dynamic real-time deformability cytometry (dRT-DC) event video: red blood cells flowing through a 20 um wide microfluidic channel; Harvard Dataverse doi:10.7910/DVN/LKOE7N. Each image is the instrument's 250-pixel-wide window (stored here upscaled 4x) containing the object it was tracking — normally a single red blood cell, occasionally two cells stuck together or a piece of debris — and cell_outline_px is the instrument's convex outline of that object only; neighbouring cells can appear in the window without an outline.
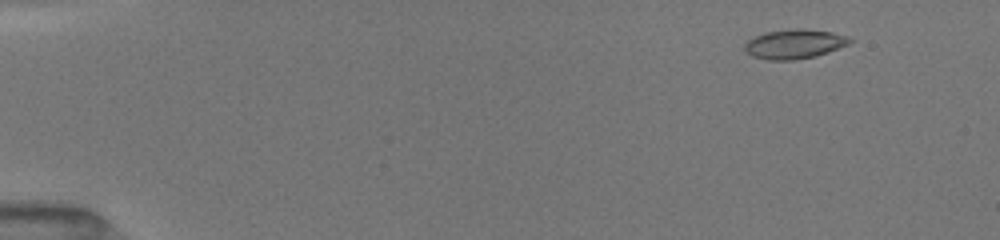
{"species": "common noctule bat (a hibernating species)", "species_latin": "Nyctalus noctula", "temperature_condition": "room temperature", "stored_images_in_passage": 21, "camera_frame_rate_fps": 3000, "um_per_image_px": 0.085, "animal": {"sex": "female", "body_mass_g": 19.5, "forearm_length_mm": 54.1}, "frame": {"image": 1, "passage_image": 6, "time_ms": 1.667, "image_size_px": [1000, 240], "cell_outline_px": [[852, 40], [848, 44], [828, 52], [812, 56], [792, 60], [768, 60], [752, 56], [744, 48], [744, 44], [748, 40], [764, 32], [796, 28], [832, 32], [844, 36]], "centroid_in_image_um": [67.48, 3.74], "position_along_channel_um": 17.5, "area_um2": 17.63}}
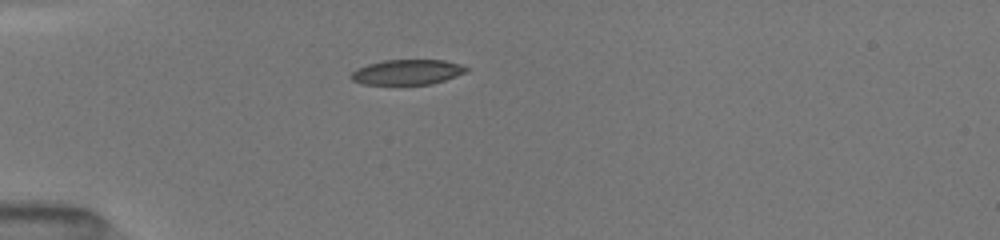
{"frame": {"image": 2, "passage_image": 17, "time_ms": 5.0, "image_size_px": [1000, 240], "cell_outline_px": [[468, 72], [432, 84], [364, 84], [352, 80], [352, 72], [356, 68], [368, 64], [384, 60], [444, 60], [460, 64], [468, 68]], "centroid_in_image_um": [34.64, 6.12], "position_along_channel_um": 50.4, "area_um2": 16.76}}
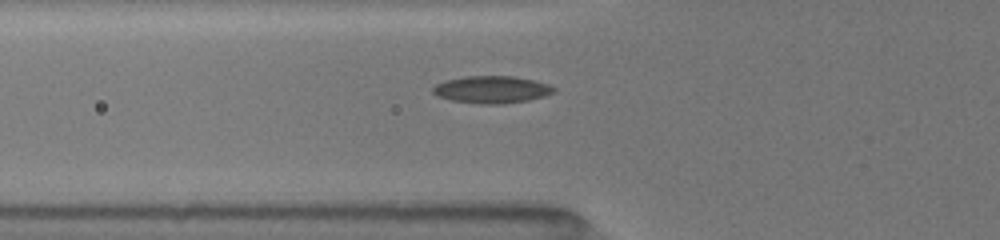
{"frame": {"image": 3, "passage_image": 21, "time_ms": 6.333, "image_size_px": [1000, 240], "cell_outline_px": [[556, 88], [552, 92], [544, 96], [528, 100], [504, 104], [480, 104], [452, 100], [440, 96], [432, 92], [432, 88], [436, 84], [444, 80], [464, 76], [512, 76], [532, 80], [548, 84]], "centroid_in_image_um": [41.77, 7.61], "position_along_channel_um": 84.0, "area_um2": 19.07}}